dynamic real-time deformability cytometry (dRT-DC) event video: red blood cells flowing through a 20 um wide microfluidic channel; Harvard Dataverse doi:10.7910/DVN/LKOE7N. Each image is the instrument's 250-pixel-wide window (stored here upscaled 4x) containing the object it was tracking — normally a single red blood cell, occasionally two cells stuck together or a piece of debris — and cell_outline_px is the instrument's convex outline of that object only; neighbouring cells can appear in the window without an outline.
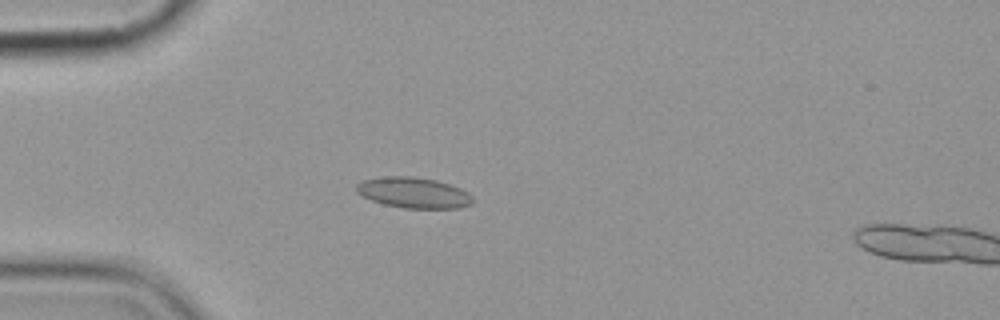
{"species": "common noctule bat (a hibernating species)", "species_latin": "Nyctalus noctula", "temperature_condition": "cold", "stored_images_in_passage": 4, "camera_frame_rate_fps": 3000, "um_per_image_px": 0.085, "animal": {"sex": "female", "body_mass_g": 19.9}, "frame": {"image": 1, "passage_image": 3, "time_ms": 2.333, "image_size_px": [1000, 320], "cell_outline_px": [[476, 200], [472, 204], [460, 208], [404, 208], [384, 204], [372, 200], [356, 192], [356, 184], [364, 180], [384, 176], [412, 176], [436, 180], [460, 188], [468, 192]], "centroid_in_image_um": [35.19, 16.38], "position_along_channel_um": 49.8, "area_um2": 20.87}}